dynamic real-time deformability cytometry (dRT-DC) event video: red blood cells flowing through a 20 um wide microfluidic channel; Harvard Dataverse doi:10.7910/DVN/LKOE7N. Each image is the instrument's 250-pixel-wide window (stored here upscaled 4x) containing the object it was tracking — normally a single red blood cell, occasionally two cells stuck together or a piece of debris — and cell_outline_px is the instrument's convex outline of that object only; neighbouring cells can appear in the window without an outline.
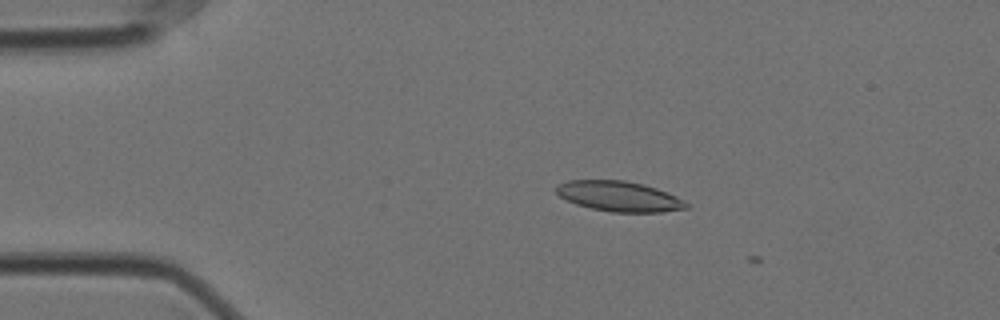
{"species": "Egyptian fruit bat (a non-hibernating species)", "species_latin": "Rousettus aegyptiacus", "temperature_condition": "cold", "stored_images_in_passage": 3, "camera_frame_rate_fps": 3000, "um_per_image_px": 0.085, "animal": {"sex": "female"}, "frame": {"image": 1, "passage_image": 1, "time_ms": 0.0, "image_size_px": [1000, 320], "cell_outline_px": [[688, 208], [660, 212], [612, 212], [592, 208], [576, 204], [560, 196], [556, 192], [556, 184], [568, 180], [624, 180], [644, 184], [656, 188], [676, 196], [684, 200], [688, 204]], "centroid_in_image_um": [52.62, 16.68], "position_along_channel_um": 32.4, "area_um2": 22.83}}